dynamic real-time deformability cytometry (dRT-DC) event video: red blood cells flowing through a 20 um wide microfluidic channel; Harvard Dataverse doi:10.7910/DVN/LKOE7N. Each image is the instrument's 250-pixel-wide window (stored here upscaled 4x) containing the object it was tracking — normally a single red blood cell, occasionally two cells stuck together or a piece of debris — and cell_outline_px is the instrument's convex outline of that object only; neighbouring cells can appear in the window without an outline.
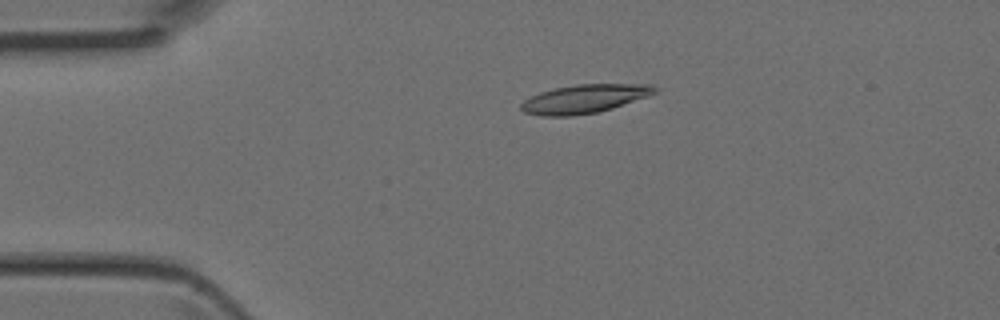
{"species": "Egyptian fruit bat (a non-hibernating species)", "species_latin": "Rousettus aegyptiacus", "temperature_condition": "room temperature", "stored_images_in_passage": 39, "camera_frame_rate_fps": 3000, "um_per_image_px": 0.085, "animal": {"sex": "female"}, "frame": {"image": 1, "passage_image": 10, "time_ms": 3.0, "image_size_px": [1000, 320], "cell_outline_px": [[660, 88], [656, 92], [648, 96], [612, 108], [596, 112], [572, 116], [540, 116], [524, 112], [520, 108], [520, 104], [524, 100], [540, 92], [556, 88], [576, 84], [652, 84]], "centroid_in_image_um": [49.68, 8.4], "position_along_channel_um": 35.3, "area_um2": 22.25}}
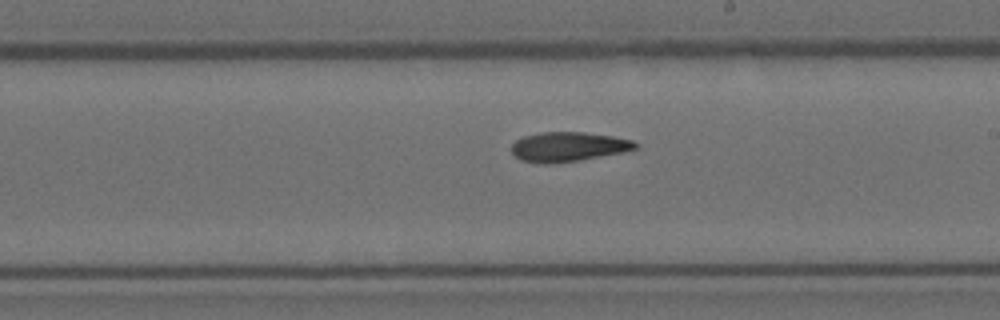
{"frame": {"image": 2, "passage_image": 26, "time_ms": 8.333, "image_size_px": [1000, 320], "cell_outline_px": [[640, 148], [624, 152], [580, 160], [552, 164], [540, 164], [520, 160], [512, 152], [512, 144], [516, 140], [524, 136], [540, 132], [584, 132], [612, 136], [632, 140], [640, 144]], "centroid_in_image_um": [48.33, 12.48], "position_along_channel_um": 240.7, "area_um2": 21.56}}
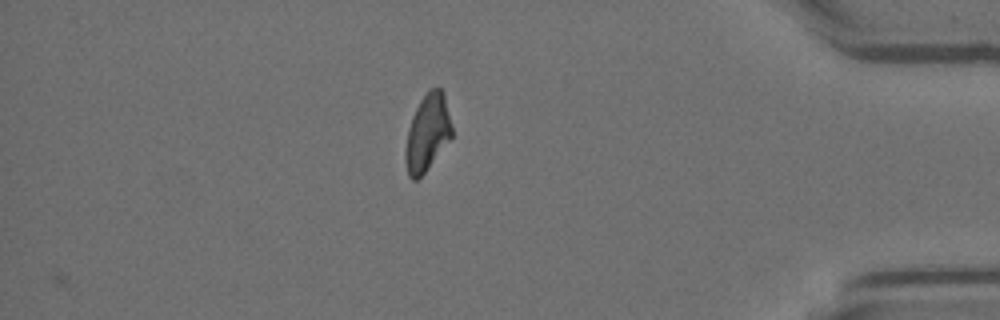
{"frame": {"image": 3, "passage_image": 39, "time_ms": 12.667, "image_size_px": [1000, 320], "cell_outline_px": [[452, 136], [424, 172], [416, 180], [412, 180], [408, 176], [404, 160], [404, 152], [408, 128], [412, 116], [420, 100], [428, 88], [440, 88], [444, 92], [452, 128]], "centroid_in_image_um": [36.3, 11.26], "position_along_channel_um": 398.9, "area_um2": 20.69}}